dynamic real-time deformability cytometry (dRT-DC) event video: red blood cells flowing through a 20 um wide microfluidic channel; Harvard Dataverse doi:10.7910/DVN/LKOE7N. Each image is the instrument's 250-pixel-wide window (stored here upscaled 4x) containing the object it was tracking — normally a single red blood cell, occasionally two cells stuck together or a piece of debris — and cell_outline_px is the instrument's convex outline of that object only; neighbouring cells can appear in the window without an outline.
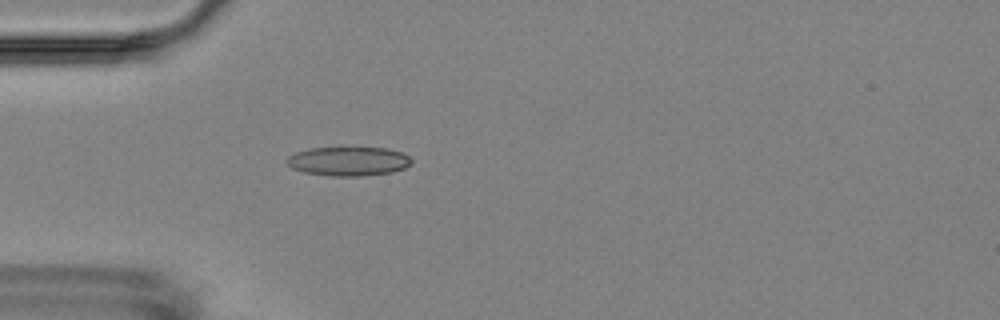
{"species": "Egyptian fruit bat (a non-hibernating species)", "species_latin": "Rousettus aegyptiacus", "temperature_condition": "room temperature", "stored_images_in_passage": 4, "camera_frame_rate_fps": 3000, "um_per_image_px": 0.085, "animal": {"sex": "female"}, "frame": {"image": 1, "passage_image": 4, "time_ms": 3.333, "image_size_px": [1000, 320], "cell_outline_px": [[412, 164], [404, 168], [392, 172], [360, 176], [328, 176], [304, 172], [292, 168], [284, 160], [288, 156], [296, 152], [308, 148], [388, 148], [400, 152], [408, 156], [412, 160]], "centroid_in_image_um": [29.6, 13.71], "position_along_channel_um": 55.4, "area_um2": 21.15}}